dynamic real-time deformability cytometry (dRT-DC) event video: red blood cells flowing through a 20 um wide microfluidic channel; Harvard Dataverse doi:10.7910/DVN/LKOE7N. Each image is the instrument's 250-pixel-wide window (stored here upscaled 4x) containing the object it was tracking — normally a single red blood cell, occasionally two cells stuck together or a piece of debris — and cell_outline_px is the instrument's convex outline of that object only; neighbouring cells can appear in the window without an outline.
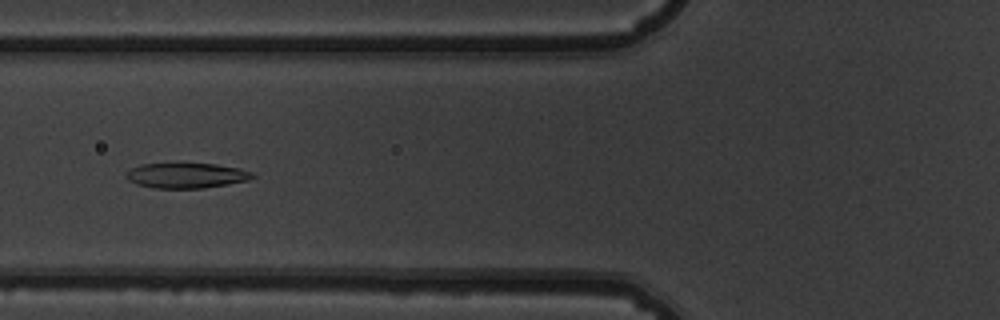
{"species": "common noctule bat (a hibernating species)", "species_latin": "Nyctalus noctula", "temperature_condition": "warm", "stored_images_in_passage": 53, "camera_frame_rate_fps": 3000, "um_per_image_px": 0.085, "animal": {"sex": "male", "body_mass_g": 19.5, "forearm_length_mm": 54.6}, "frame": {"image": 1, "passage_image": 20, "time_ms": 6.333, "image_size_px": [1000, 320], "cell_outline_px": [[256, 176], [248, 180], [204, 188], [152, 188], [136, 184], [128, 180], [124, 176], [132, 168], [140, 164], [216, 164], [240, 168], [252, 172]], "centroid_in_image_um": [15.84, 14.92], "position_along_channel_um": 110.0, "area_um2": 18.44}}
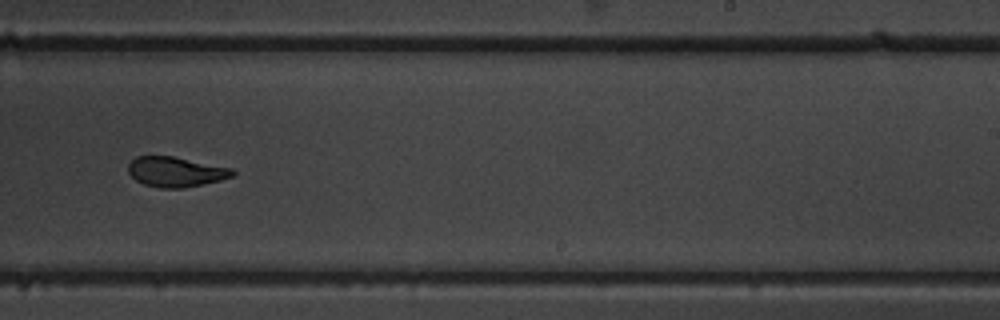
{"frame": {"image": 2, "passage_image": 33, "time_ms": 10.667, "image_size_px": [1000, 320], "cell_outline_px": [[236, 172], [232, 176], [220, 180], [184, 188], [160, 188], [144, 184], [136, 180], [128, 172], [128, 164], [136, 156], [172, 156], [232, 168]], "centroid_in_image_um": [14.92, 14.6], "position_along_channel_um": 274.1, "area_um2": 18.15}}
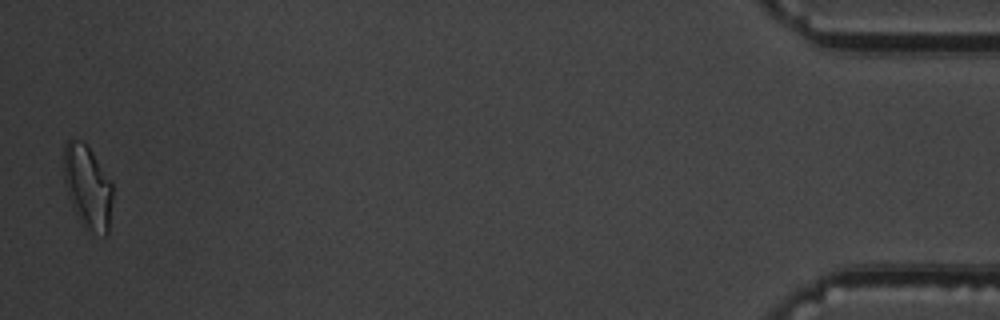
{"frame": {"image": 3, "passage_image": 52, "time_ms": 17.0, "image_size_px": [1000, 320], "cell_outline_px": [[112, 200], [108, 232], [104, 236], [92, 232], [76, 212], [68, 196], [64, 180], [64, 144], [68, 140], [84, 140], [112, 180]], "centroid_in_image_um": [7.47, 15.82], "position_along_channel_um": 427.7, "area_um2": 23.52}, "authors_computed_cell_mechanics": {"area_um2": 19.8832, "velocity_mm_per_s": 3.7987, "shape_relaxation_time_tau1_ms": 4.1141, "shape_relaxation_time_tau2_ms": 1.3026, "deformation_change_tau1": 0.1677, "deformation_change_tau2": 0.077}}